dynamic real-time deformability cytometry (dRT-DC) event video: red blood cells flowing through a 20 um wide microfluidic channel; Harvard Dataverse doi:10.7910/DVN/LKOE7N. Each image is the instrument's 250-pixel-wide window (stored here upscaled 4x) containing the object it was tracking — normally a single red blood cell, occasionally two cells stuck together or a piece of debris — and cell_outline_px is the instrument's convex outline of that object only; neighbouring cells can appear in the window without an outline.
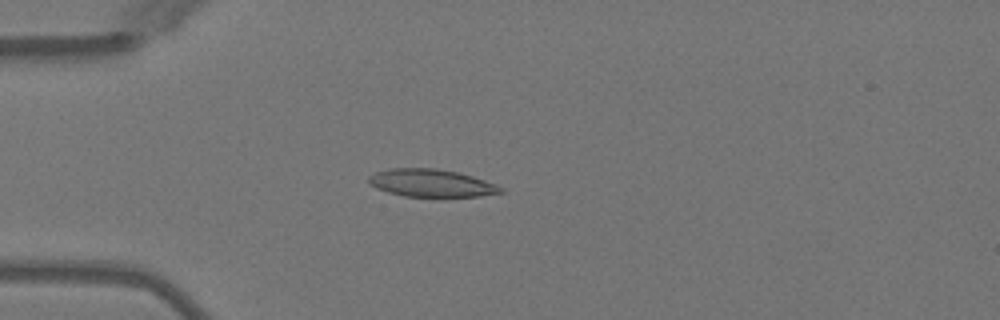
{"species": "Egyptian fruit bat (a non-hibernating species)", "species_latin": "Rousettus aegyptiacus", "temperature_condition": "warm", "stored_images_in_passage": 37, "camera_frame_rate_fps": 3000, "um_per_image_px": 0.085, "animal": {"sex": "female"}, "frame": {"image": 1, "passage_image": 1, "time_ms": 0.0, "image_size_px": [1000, 320], "cell_outline_px": [[504, 192], [480, 196], [404, 196], [388, 192], [376, 188], [368, 184], [368, 176], [376, 172], [388, 168], [436, 168], [456, 172], [472, 176], [496, 184], [504, 188]], "centroid_in_image_um": [36.63, 15.55], "position_along_channel_um": 48.4, "area_um2": 21.21}}
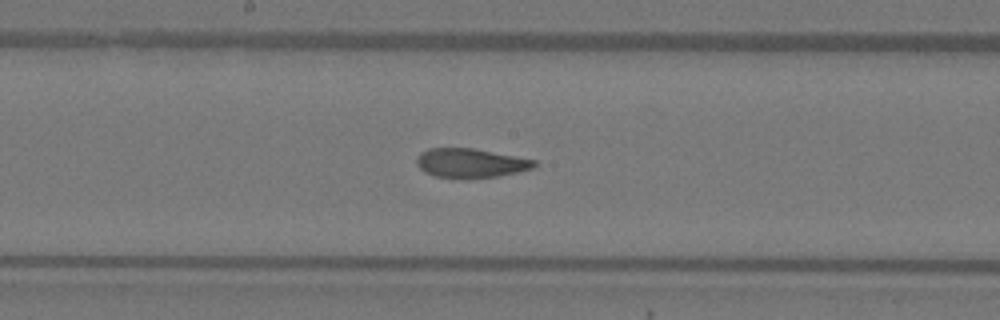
{"frame": {"image": 2, "passage_image": 14, "time_ms": 4.333, "image_size_px": [1000, 320], "cell_outline_px": [[536, 164], [532, 168], [516, 172], [496, 176], [468, 180], [436, 176], [424, 172], [416, 164], [416, 160], [420, 152], [428, 148], [472, 148], [536, 160]], "centroid_in_image_um": [39.95, 13.87], "position_along_channel_um": 208.3, "area_um2": 20.11}}
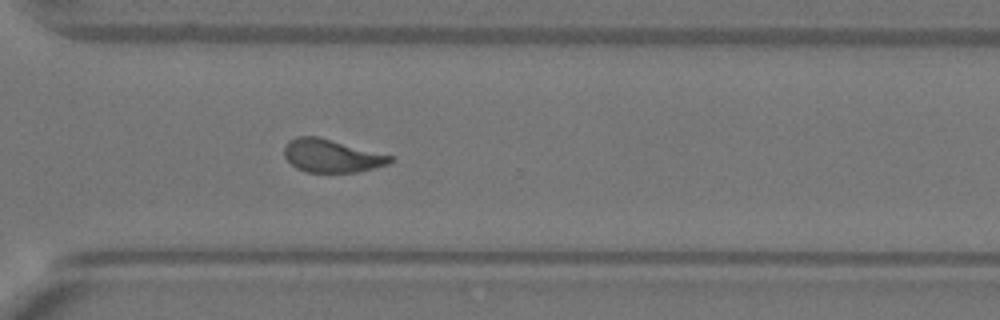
{"frame": {"image": 3, "passage_image": 24, "time_ms": 7.667, "image_size_px": [1000, 320], "cell_outline_px": [[392, 160], [388, 164], [376, 168], [356, 172], [308, 172], [296, 168], [284, 156], [284, 148], [288, 140], [296, 136], [320, 136], [392, 156]], "centroid_in_image_um": [28.16, 13.23], "position_along_channel_um": 342.4, "area_um2": 20.4}, "authors_computed_cell_mechanics": {"area_um2": 20.519, "velocity_mm_per_s": 4.053, "shape_relaxation_time_tau1_ms": 9.1095, "shape_relaxation_time_tau2_ms": 1.7204, "deformation_change_tau1": 0.2423, "deformation_change_tau2": 0.0828}}